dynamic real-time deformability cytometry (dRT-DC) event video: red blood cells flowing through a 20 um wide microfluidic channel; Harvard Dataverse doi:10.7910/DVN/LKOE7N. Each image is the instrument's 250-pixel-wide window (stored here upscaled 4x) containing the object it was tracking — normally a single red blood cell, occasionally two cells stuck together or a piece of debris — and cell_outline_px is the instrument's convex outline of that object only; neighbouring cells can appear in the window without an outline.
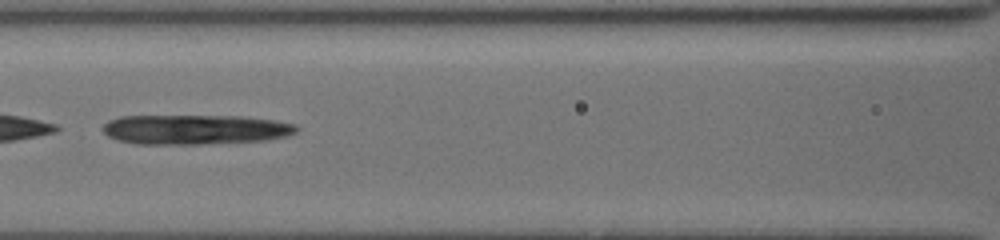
{"species": "common noctule bat (a hibernating species)", "species_latin": "Nyctalus noctula", "temperature_condition": "cold", "stored_images_in_passage": 9, "camera_frame_rate_fps": 3000, "um_per_image_px": 0.085, "animal": {"sex": "female", "body_mass_g": 19.5, "forearm_length_mm": 54.1}, "frame": {"image": 1, "passage_image": 4, "time_ms": 2.0, "image_size_px": [1000, 240], "cell_outline_px": [[300, 128], [296, 132], [284, 136], [264, 140], [200, 144], [136, 144], [116, 140], [108, 136], [100, 128], [108, 120], [120, 116], [240, 116], [272, 120], [296, 124]], "centroid_in_image_um": [16.52, 11.0], "position_along_channel_um": 150.1, "area_um2": 33.64}}
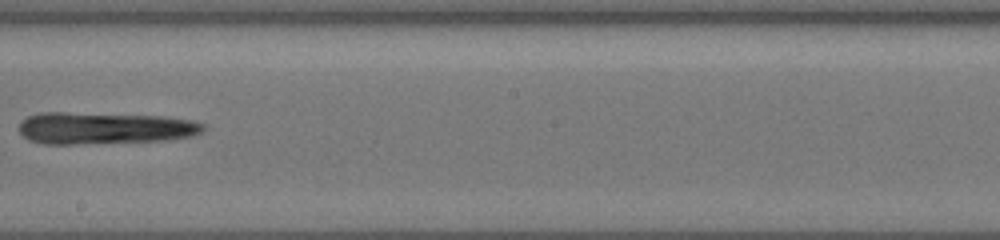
{"frame": {"image": 2, "passage_image": 6, "time_ms": 4.333, "image_size_px": [1000, 240], "cell_outline_px": [[208, 128], [192, 136], [168, 140], [76, 144], [44, 144], [28, 140], [20, 132], [20, 124], [28, 116], [40, 112], [64, 112], [160, 116], [196, 120], [204, 124]], "centroid_in_image_um": [8.91, 10.89], "position_along_channel_um": 239.3, "area_um2": 34.45}}